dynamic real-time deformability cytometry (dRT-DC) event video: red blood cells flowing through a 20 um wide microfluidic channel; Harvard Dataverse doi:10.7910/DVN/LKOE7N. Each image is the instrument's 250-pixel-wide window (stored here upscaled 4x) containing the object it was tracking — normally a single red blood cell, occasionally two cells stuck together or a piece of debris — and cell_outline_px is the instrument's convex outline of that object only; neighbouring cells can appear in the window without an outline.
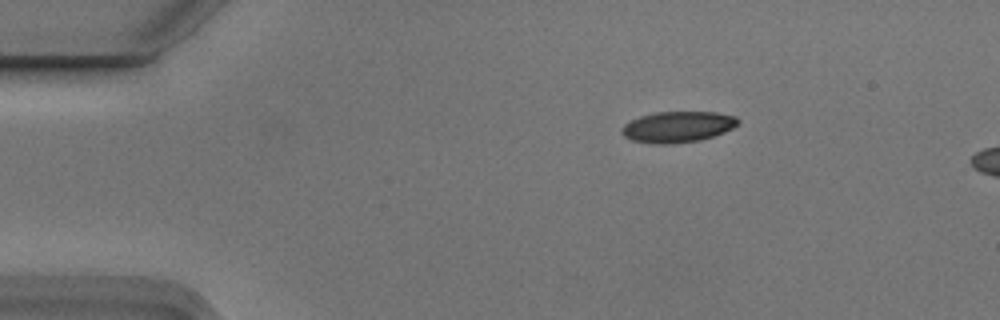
{"species": "Egyptian fruit bat (a non-hibernating species)", "species_latin": "Rousettus aegyptiacus", "temperature_condition": "cold", "stored_images_in_passage": 2, "camera_frame_rate_fps": 3000, "um_per_image_px": 0.085, "animal": {"sex": "male"}, "frame": {"image": 1, "passage_image": 1, "time_ms": 0.0, "image_size_px": [1000, 320], "cell_outline_px": [[740, 120], [732, 128], [724, 132], [700, 140], [672, 144], [652, 144], [632, 140], [624, 136], [620, 132], [620, 128], [624, 124], [640, 116], [656, 112], [716, 112], [736, 116]], "centroid_in_image_um": [57.57, 10.78], "position_along_channel_um": 27.4, "area_um2": 21.04}}